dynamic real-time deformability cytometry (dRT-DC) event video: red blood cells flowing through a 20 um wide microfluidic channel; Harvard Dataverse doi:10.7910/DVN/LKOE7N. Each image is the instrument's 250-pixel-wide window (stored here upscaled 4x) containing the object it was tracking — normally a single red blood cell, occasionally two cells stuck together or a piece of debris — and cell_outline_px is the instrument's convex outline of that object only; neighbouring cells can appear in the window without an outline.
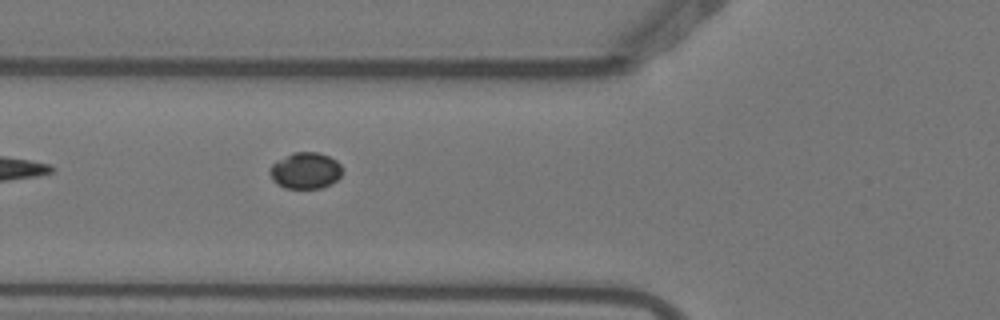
{"species": "Egyptian fruit bat (a non-hibernating species)", "species_latin": "Rousettus aegyptiacus", "temperature_condition": "warm", "stored_images_in_passage": 5, "camera_frame_rate_fps": 3000, "um_per_image_px": 0.085, "animal": {"sex": "female"}, "frame": {"image": 1, "passage_image": 5, "time_ms": 1.333, "image_size_px": [1000, 320], "cell_outline_px": [[340, 176], [336, 180], [320, 188], [284, 188], [276, 184], [272, 180], [268, 172], [272, 164], [276, 160], [292, 152], [316, 152], [328, 156], [336, 160], [340, 164]], "centroid_in_image_um": [25.89, 14.49], "position_along_channel_um": 99.9, "area_um2": 15.32}}